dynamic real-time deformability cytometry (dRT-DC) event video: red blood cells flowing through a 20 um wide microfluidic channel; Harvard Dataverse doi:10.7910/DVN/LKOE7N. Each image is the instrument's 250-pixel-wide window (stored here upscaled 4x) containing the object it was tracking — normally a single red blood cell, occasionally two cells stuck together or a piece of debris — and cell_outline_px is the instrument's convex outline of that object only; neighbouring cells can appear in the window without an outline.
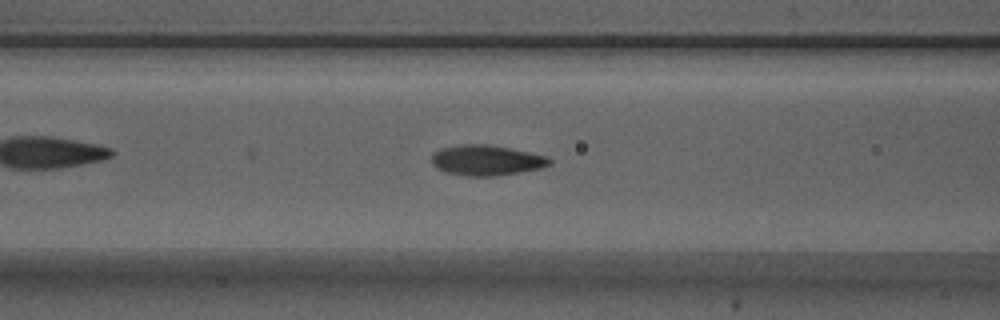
{"species": "Egyptian fruit bat (a non-hibernating species)", "species_latin": "Rousettus aegyptiacus", "temperature_condition": "warm", "stored_images_in_passage": 31, "camera_frame_rate_fps": 3000, "um_per_image_px": 0.085, "animal": {"sex": "male"}, "frame": {"image": 1, "passage_image": 3, "time_ms": 0.667, "image_size_px": [1000, 320], "cell_outline_px": [[552, 164], [544, 168], [496, 176], [464, 176], [444, 172], [436, 168], [432, 164], [432, 152], [440, 148], [464, 144], [488, 144], [548, 156], [552, 160]], "centroid_in_image_um": [41.35, 13.63], "position_along_channel_um": 125.3, "area_um2": 21.15}}
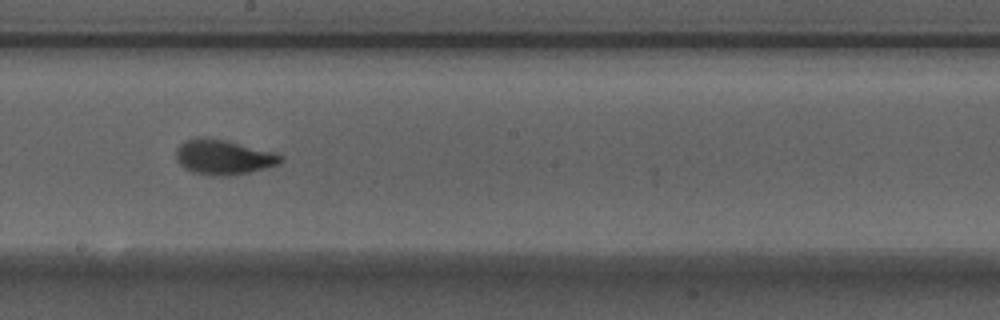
{"frame": {"image": 2, "passage_image": 11, "time_ms": 3.333, "image_size_px": [1000, 320], "cell_outline_px": [[284, 160], [276, 164], [264, 168], [248, 172], [228, 176], [212, 176], [192, 172], [184, 168], [176, 160], [176, 148], [180, 144], [188, 140], [200, 136], [224, 140], [272, 152], [284, 156]], "centroid_in_image_um": [18.94, 13.36], "position_along_channel_um": 229.3, "area_um2": 21.04}}
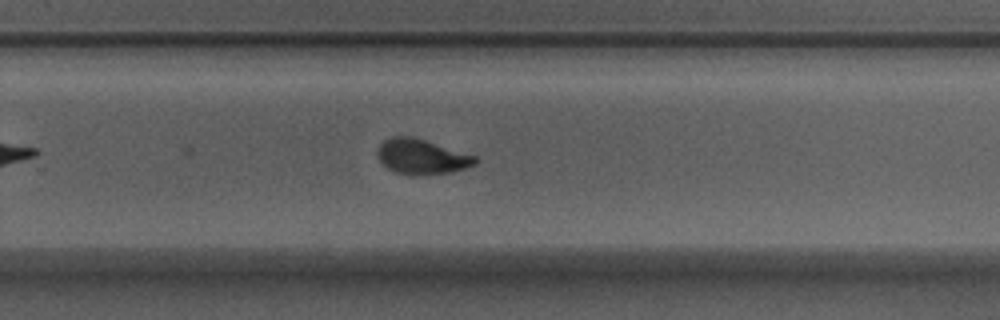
{"frame": {"image": 3, "passage_image": 16, "time_ms": 5.0, "image_size_px": [1000, 320], "cell_outline_px": [[480, 160], [476, 164], [452, 172], [396, 172], [388, 168], [380, 160], [376, 152], [376, 148], [384, 140], [392, 136], [408, 136], [424, 140], [476, 156]], "centroid_in_image_um": [35.84, 13.27], "position_along_channel_um": 294.0, "area_um2": 19.07}}